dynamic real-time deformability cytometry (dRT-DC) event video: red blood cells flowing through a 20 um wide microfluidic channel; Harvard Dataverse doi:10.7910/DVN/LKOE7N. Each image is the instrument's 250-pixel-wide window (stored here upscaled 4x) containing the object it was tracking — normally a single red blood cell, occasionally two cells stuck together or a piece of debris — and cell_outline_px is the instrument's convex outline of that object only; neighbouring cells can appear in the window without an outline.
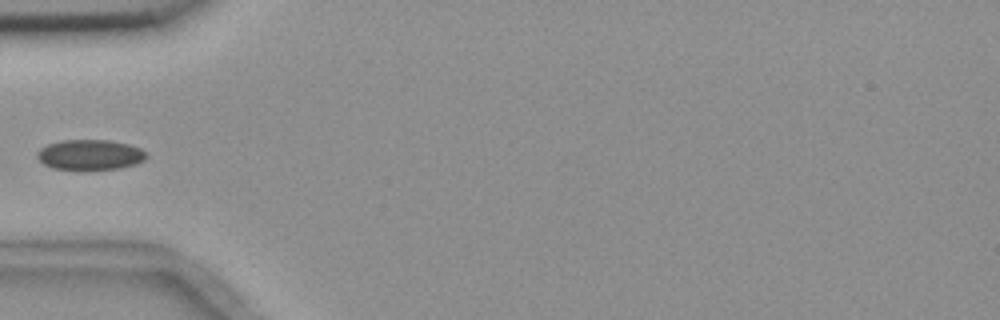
{"species": "common noctule bat (a hibernating species)", "species_latin": "Nyctalus noctula", "temperature_condition": "room temperature", "stored_images_in_passage": 7, "camera_frame_rate_fps": 3000, "um_per_image_px": 0.085, "animal": {"sex": "female", "body_mass_g": 18.4}, "frame": {"image": 1, "passage_image": 6, "time_ms": 6.0, "image_size_px": [1000, 320], "cell_outline_px": [[148, 156], [144, 160], [136, 164], [120, 168], [80, 172], [52, 168], [44, 164], [36, 156], [36, 152], [40, 148], [48, 144], [64, 140], [108, 140], [128, 144], [140, 148], [148, 152]], "centroid_in_image_um": [7.65, 13.19], "position_along_channel_um": 77.3, "area_um2": 19.94}}